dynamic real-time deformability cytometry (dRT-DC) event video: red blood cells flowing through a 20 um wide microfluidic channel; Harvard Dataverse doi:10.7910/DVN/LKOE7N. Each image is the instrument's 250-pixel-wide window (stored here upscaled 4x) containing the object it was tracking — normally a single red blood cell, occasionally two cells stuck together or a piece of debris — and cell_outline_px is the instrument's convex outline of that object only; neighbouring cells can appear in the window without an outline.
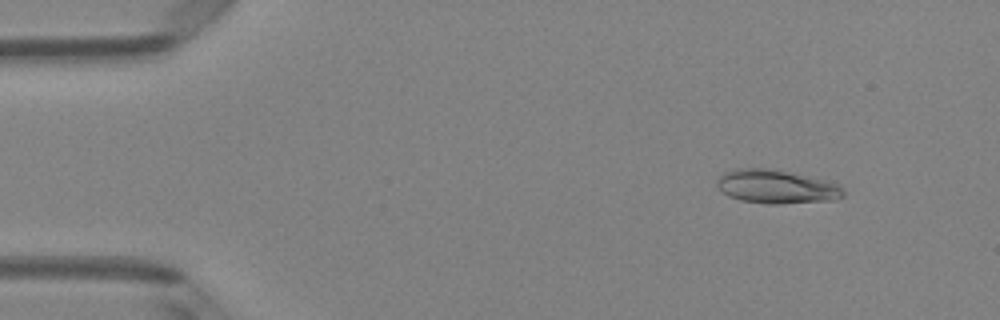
{"species": "Egyptian fruit bat (a non-hibernating species)", "species_latin": "Rousettus aegyptiacus", "temperature_condition": "room temperature", "stored_images_in_passage": 5, "camera_frame_rate_fps": 3000, "um_per_image_px": 0.085, "animal": {"sex": "female"}, "frame": {"image": 1, "passage_image": 1, "time_ms": 0.0, "image_size_px": [1000, 320], "cell_outline_px": [[844, 196], [836, 200], [780, 204], [768, 204], [740, 200], [728, 196], [720, 192], [716, 184], [716, 180], [724, 172], [736, 168], [772, 168], [828, 180], [840, 184], [844, 192]], "centroid_in_image_um": [66.0, 15.86], "position_along_channel_um": 19.0, "area_um2": 25.32}}
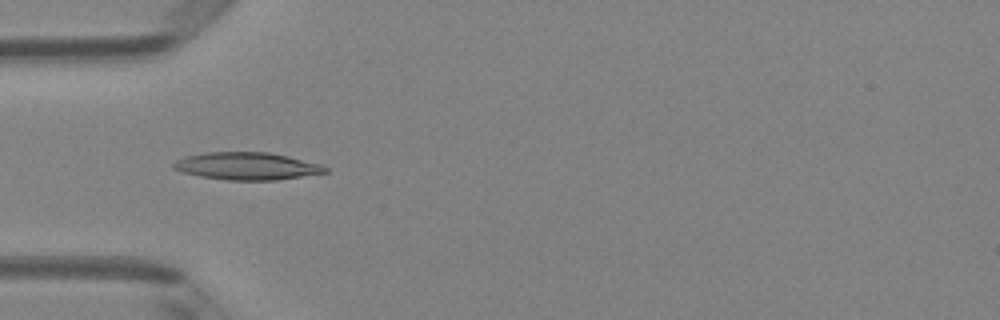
{"frame": {"image": 2, "passage_image": 4, "time_ms": 1.0, "image_size_px": [1000, 320], "cell_outline_px": [[328, 172], [276, 180], [228, 180], [200, 176], [184, 172], [172, 168], [172, 164], [176, 160], [184, 156], [204, 152], [268, 152], [288, 156], [324, 164], [328, 168]], "centroid_in_image_um": [21.01, 14.11], "position_along_channel_um": 64.0, "area_um2": 24.39}}
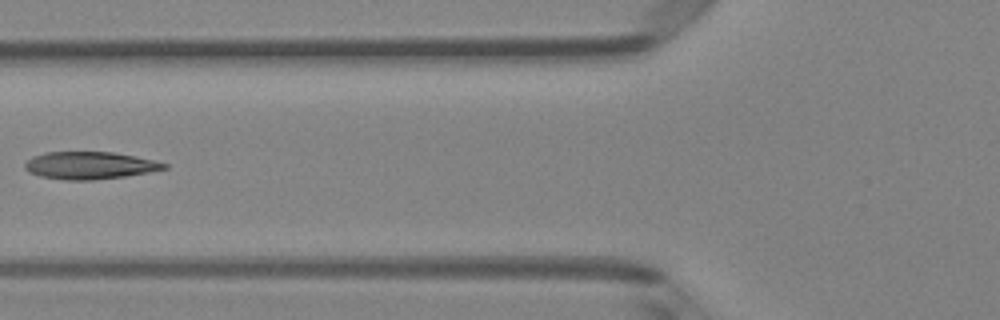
{"frame": {"image": 3, "passage_image": 5, "time_ms": 1.333, "image_size_px": [1000, 320], "cell_outline_px": [[168, 168], [148, 172], [124, 176], [92, 180], [64, 180], [40, 176], [28, 172], [24, 168], [24, 164], [32, 156], [44, 152], [112, 152], [136, 156], [168, 164]], "centroid_in_image_um": [7.59, 14.06], "position_along_channel_um": 118.2, "area_um2": 22.2}}